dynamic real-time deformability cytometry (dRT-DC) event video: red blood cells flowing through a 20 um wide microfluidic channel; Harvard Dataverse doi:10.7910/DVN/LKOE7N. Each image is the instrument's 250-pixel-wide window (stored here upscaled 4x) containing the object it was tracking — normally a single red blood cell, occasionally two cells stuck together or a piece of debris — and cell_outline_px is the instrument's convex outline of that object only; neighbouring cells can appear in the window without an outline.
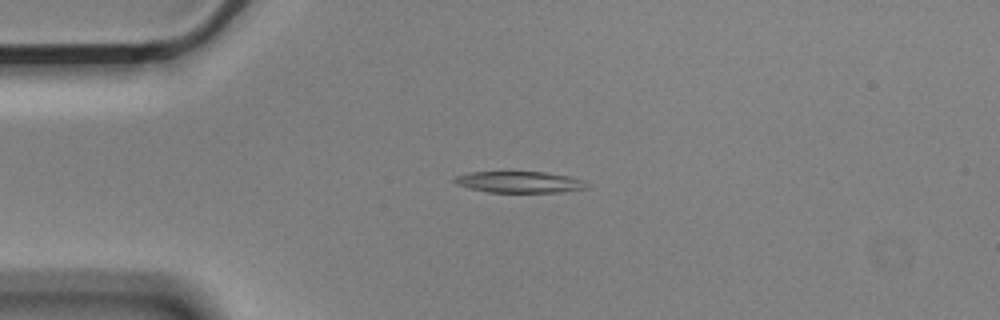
{"species": "Egyptian fruit bat (a non-hibernating species)", "species_latin": "Rousettus aegyptiacus", "temperature_condition": "cold", "stored_images_in_passage": 6, "camera_frame_rate_fps": 3000, "um_per_image_px": 0.085, "animal": {"sex": "male"}, "frame": {"image": 1, "passage_image": 4, "time_ms": 1.0, "image_size_px": [1000, 320], "cell_outline_px": [[588, 188], [560, 192], [488, 192], [456, 184], [452, 180], [452, 176], [472, 172], [544, 172], [568, 176], [584, 180], [588, 184]], "centroid_in_image_um": [44.15, 15.47], "position_along_channel_um": 40.9, "area_um2": 16.42}}
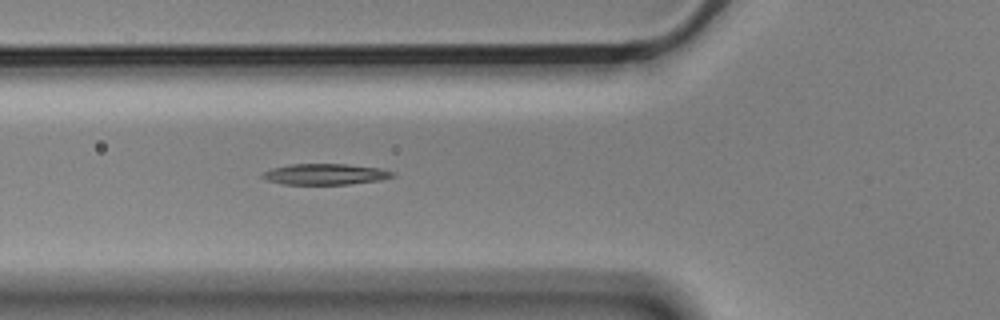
{"frame": {"image": 2, "passage_image": 6, "time_ms": 1.667, "image_size_px": [1000, 320], "cell_outline_px": [[396, 176], [380, 180], [348, 184], [284, 184], [268, 180], [260, 176], [264, 172], [272, 168], [288, 164], [344, 164], [380, 168], [396, 172]], "centroid_in_image_um": [27.68, 14.8], "position_along_channel_um": 98.1, "area_um2": 15.84}}